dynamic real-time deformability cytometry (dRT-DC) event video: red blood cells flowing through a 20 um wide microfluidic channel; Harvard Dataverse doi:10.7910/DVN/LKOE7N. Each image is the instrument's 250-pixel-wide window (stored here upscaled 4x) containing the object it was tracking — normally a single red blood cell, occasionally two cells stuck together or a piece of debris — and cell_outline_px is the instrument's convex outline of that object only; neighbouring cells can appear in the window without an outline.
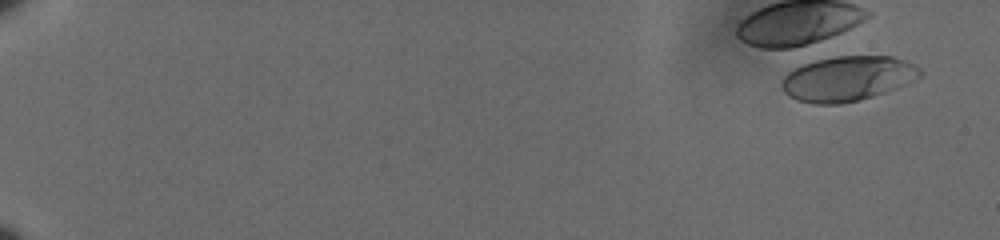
{"species": "human", "species_latin": "Homo sapiens", "temperature_condition": "cold", "stored_images_in_passage": 5, "camera_frame_rate_fps": 3000, "um_per_image_px": 0.085, "donor": {"sex": "male"}, "frame": {"image": 1, "passage_image": 4, "time_ms": 1.0, "image_size_px": [1000, 240], "cell_outline_px": [[924, 72], [916, 80], [896, 88], [860, 100], [840, 104], [816, 104], [796, 100], [788, 96], [780, 88], [780, 84], [784, 76], [788, 72], [804, 64], [816, 60], [836, 56], [892, 56], [904, 60], [920, 68]], "centroid_in_image_um": [72.04, 6.68], "position_along_channel_um": 13.0, "area_um2": 36.3}}